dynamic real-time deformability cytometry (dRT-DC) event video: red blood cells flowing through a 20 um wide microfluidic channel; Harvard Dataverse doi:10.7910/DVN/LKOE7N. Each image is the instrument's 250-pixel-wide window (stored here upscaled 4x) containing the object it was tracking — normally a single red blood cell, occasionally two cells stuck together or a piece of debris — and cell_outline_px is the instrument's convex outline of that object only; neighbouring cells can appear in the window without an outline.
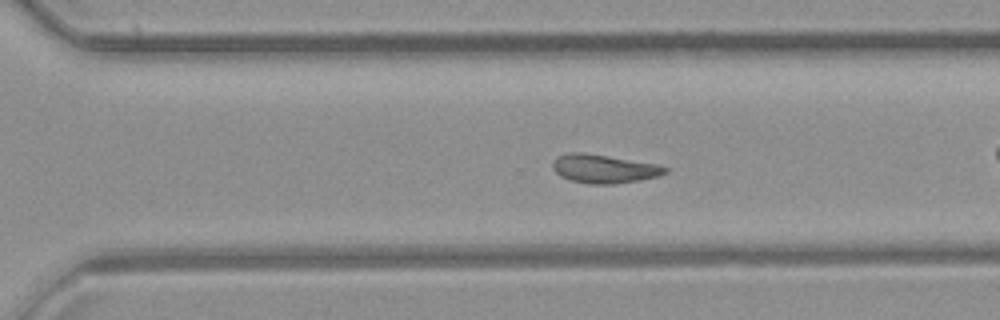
{"species": "common noctule bat (a hibernating species)", "species_latin": "Nyctalus noctula", "temperature_condition": "room temperature", "stored_images_in_passage": 40, "camera_frame_rate_fps": 3000, "um_per_image_px": 0.085, "animal": {"sex": "female", "body_mass_g": 21.9}, "frame": {"image": 1, "passage_image": 23, "time_ms": 7.333, "image_size_px": [1000, 320], "cell_outline_px": [[668, 172], [660, 176], [640, 180], [612, 184], [588, 184], [572, 180], [560, 176], [552, 168], [552, 164], [556, 156], [568, 152], [584, 152], [656, 164], [668, 168]], "centroid_in_image_um": [51.32, 14.34], "position_along_channel_um": 319.3, "area_um2": 18.79}, "authors_computed_cell_mechanics": {"area_um2": 18.8428, "velocity_mm_per_s": 3.9345, "shape_relaxation_time_tau1_ms": null, "shape_relaxation_time_tau2_ms": 9.7741, "deformation_change_tau1": null, "deformation_change_tau2": 0.172}}